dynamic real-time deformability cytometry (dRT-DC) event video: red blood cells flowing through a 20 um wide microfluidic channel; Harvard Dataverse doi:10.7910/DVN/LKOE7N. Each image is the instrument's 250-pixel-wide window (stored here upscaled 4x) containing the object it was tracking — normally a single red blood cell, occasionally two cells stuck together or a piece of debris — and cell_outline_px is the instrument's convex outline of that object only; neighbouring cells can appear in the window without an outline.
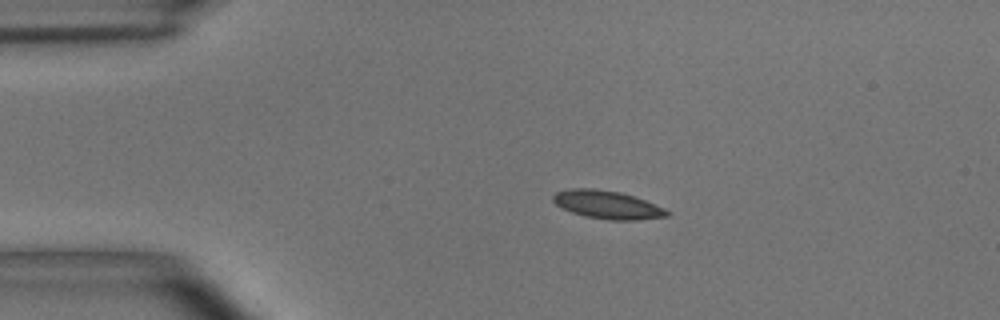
{"species": "common noctule bat (a hibernating species)", "species_latin": "Nyctalus noctula", "temperature_condition": "room temperature", "stored_images_in_passage": 6, "camera_frame_rate_fps": 3000, "um_per_image_px": 0.085, "animal": {"sex": "male", "body_mass_g": 15.6}, "frame": {"image": 1, "passage_image": 3, "time_ms": 0.667, "image_size_px": [1000, 320], "cell_outline_px": [[672, 212], [668, 216], [636, 220], [608, 220], [584, 216], [572, 212], [556, 204], [552, 200], [552, 196], [556, 192], [572, 188], [592, 188], [620, 192], [644, 200], [664, 208]], "centroid_in_image_um": [51.62, 17.4], "position_along_channel_um": 33.4, "area_um2": 18.55}}
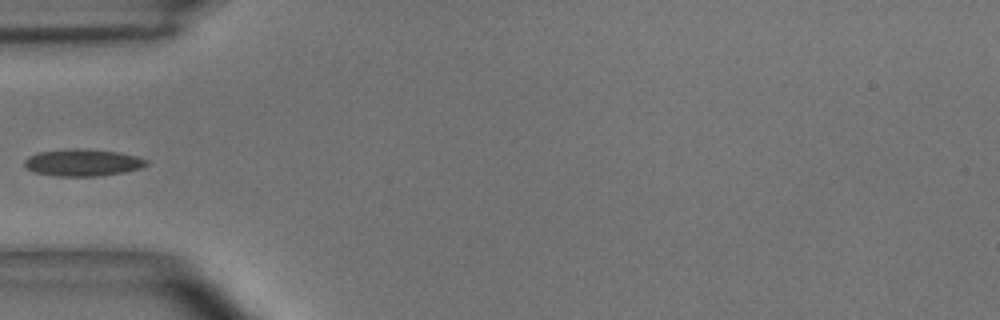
{"frame": {"image": 2, "passage_image": 5, "time_ms": 1.333, "image_size_px": [1000, 320], "cell_outline_px": [[148, 164], [140, 168], [124, 172], [100, 176], [56, 176], [36, 172], [28, 168], [24, 164], [24, 160], [28, 156], [36, 152], [68, 148], [88, 148], [120, 152], [136, 156], [148, 160]], "centroid_in_image_um": [7.04, 13.8], "position_along_channel_um": 78.0, "area_um2": 19.42}}
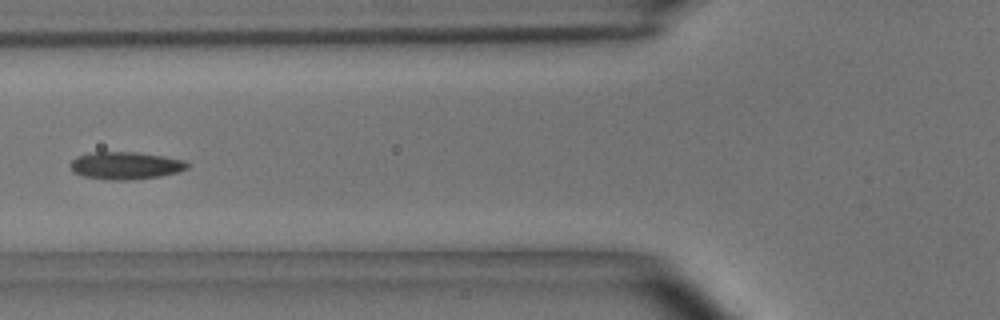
{"frame": {"image": 3, "passage_image": 6, "time_ms": 1.667, "image_size_px": [1000, 320], "cell_outline_px": [[192, 164], [188, 168], [176, 172], [160, 176], [132, 180], [112, 180], [80, 176], [72, 172], [68, 164], [76, 156], [96, 152], [136, 152], [164, 156], [184, 160]], "centroid_in_image_um": [10.65, 14.08], "position_along_channel_um": 115.1, "area_um2": 18.96}}